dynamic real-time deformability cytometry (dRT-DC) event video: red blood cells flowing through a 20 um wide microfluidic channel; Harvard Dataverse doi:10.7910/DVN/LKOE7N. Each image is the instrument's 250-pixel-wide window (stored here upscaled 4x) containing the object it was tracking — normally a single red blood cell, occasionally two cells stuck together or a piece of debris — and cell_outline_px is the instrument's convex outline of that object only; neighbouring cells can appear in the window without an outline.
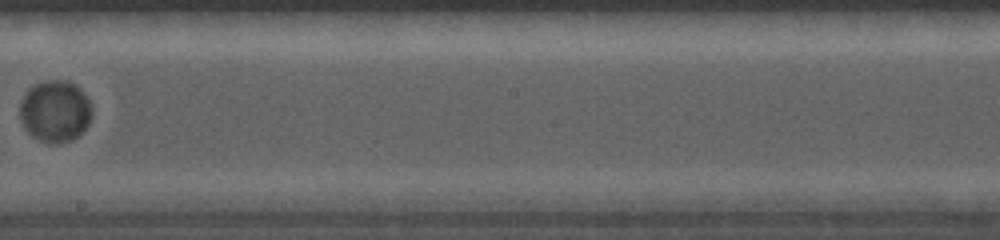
{"species": "common noctule bat (a hibernating species)", "species_latin": "Nyctalus noctula", "temperature_condition": "cold", "stored_images_in_passage": 15, "camera_frame_rate_fps": 5000, "um_per_image_px": 0.085, "animal": {"sex": "female", "body_mass_g": 19.0, "forearm_length_mm": 56.7}, "frame": {"image": 1, "passage_image": 15, "time_ms": 7.8, "image_size_px": [1000, 240], "cell_outline_px": [[92, 116], [88, 124], [72, 140], [56, 144], [40, 140], [32, 136], [28, 132], [20, 116], [20, 100], [28, 88], [36, 84], [48, 80], [68, 80], [76, 84], [80, 88], [88, 100], [92, 108]], "centroid_in_image_um": [4.69, 9.43], "position_along_channel_um": 243.5, "area_um2": 25.84}}